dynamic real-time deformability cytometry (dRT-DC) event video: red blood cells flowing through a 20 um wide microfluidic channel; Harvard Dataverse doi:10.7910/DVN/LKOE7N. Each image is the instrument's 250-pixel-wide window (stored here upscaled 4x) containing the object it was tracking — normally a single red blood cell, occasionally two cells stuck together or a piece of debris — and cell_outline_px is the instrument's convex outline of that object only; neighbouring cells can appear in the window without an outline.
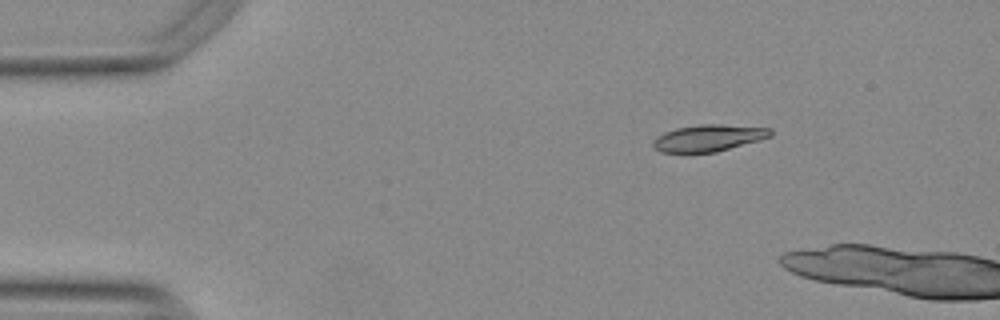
{"species": "Egyptian fruit bat (a non-hibernating species)", "species_latin": "Rousettus aegyptiacus", "temperature_condition": "warm", "stored_images_in_passage": 5, "camera_frame_rate_fps": 3000, "um_per_image_px": 0.085, "animal": {"sex": "female"}, "frame": {"image": 1, "passage_image": 1, "time_ms": 0.0, "image_size_px": [1000, 320], "cell_outline_px": [[772, 136], [760, 140], [716, 152], [660, 152], [652, 144], [652, 140], [656, 136], [664, 132], [676, 128], [700, 124], [720, 124], [772, 128]], "centroid_in_image_um": [60.23, 11.72], "position_along_channel_um": 24.8, "area_um2": 18.32}}